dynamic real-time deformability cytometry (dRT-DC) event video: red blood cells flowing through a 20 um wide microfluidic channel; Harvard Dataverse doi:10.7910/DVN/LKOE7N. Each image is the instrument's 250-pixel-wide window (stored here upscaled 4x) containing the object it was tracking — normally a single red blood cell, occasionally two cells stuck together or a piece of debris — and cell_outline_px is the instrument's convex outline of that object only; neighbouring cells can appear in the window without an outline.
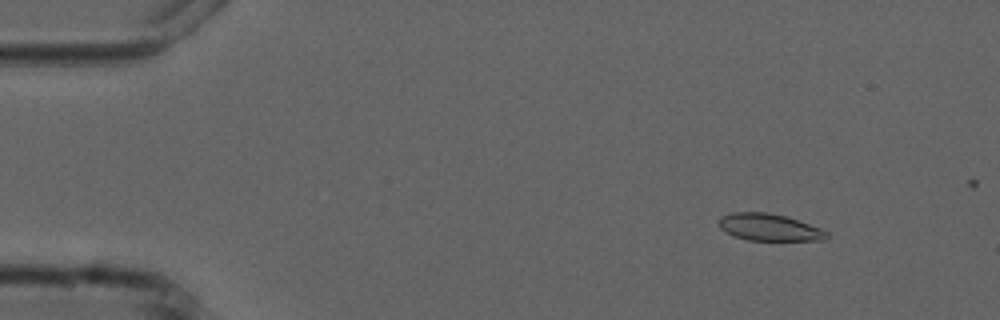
{"species": "common noctule bat (a hibernating species)", "species_latin": "Nyctalus noctula", "temperature_condition": "cold", "stored_images_in_passage": 4, "camera_frame_rate_fps": 3000, "um_per_image_px": 0.085, "animal": {"sex": "male", "forearm_length_mm": 52.5}, "frame": {"image": 1, "passage_image": 1, "time_ms": 0.0, "image_size_px": [1000, 320], "cell_outline_px": [[828, 236], [824, 240], [748, 240], [732, 236], [720, 228], [720, 216], [732, 212], [768, 212], [788, 216], [820, 228], [828, 232]], "centroid_in_image_um": [65.38, 19.31], "position_along_channel_um": 19.6, "area_um2": 17.05}}